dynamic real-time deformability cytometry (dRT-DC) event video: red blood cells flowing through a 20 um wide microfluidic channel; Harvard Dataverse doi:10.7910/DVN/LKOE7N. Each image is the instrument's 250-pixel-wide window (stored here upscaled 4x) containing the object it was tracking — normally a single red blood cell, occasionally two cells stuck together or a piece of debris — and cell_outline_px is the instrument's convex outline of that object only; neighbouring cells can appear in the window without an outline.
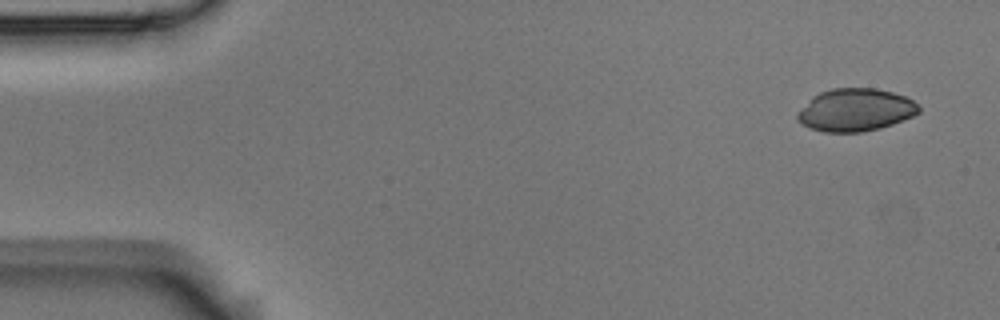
{"species": "Egyptian fruit bat (a non-hibernating species)", "species_latin": "Rousettus aegyptiacus", "temperature_condition": "room temperature", "stored_images_in_passage": 5, "camera_frame_rate_fps": 3000, "um_per_image_px": 0.085, "animal": {"sex": "male"}, "frame": {"image": 1, "passage_image": 1, "time_ms": 0.0, "image_size_px": [1000, 320], "cell_outline_px": [[920, 112], [912, 116], [892, 124], [880, 128], [860, 132], [824, 132], [808, 128], [796, 120], [796, 112], [812, 96], [820, 92], [832, 88], [876, 88], [892, 92], [904, 96], [912, 100], [920, 108]], "centroid_in_image_um": [72.66, 9.35], "position_along_channel_um": 12.3, "area_um2": 30.29}}
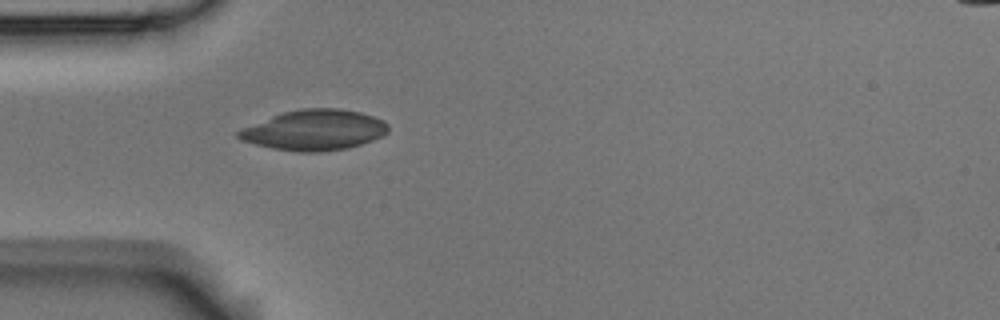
{"frame": {"image": 2, "passage_image": 5, "time_ms": 1.333, "image_size_px": [1000, 320], "cell_outline_px": [[388, 132], [372, 140], [348, 148], [320, 152], [296, 152], [272, 148], [240, 140], [236, 136], [236, 132], [240, 128], [272, 116], [284, 112], [300, 108], [340, 108], [360, 112], [384, 120], [388, 124]], "centroid_in_image_um": [26.7, 11.05], "position_along_channel_um": 58.3, "area_um2": 35.37}}